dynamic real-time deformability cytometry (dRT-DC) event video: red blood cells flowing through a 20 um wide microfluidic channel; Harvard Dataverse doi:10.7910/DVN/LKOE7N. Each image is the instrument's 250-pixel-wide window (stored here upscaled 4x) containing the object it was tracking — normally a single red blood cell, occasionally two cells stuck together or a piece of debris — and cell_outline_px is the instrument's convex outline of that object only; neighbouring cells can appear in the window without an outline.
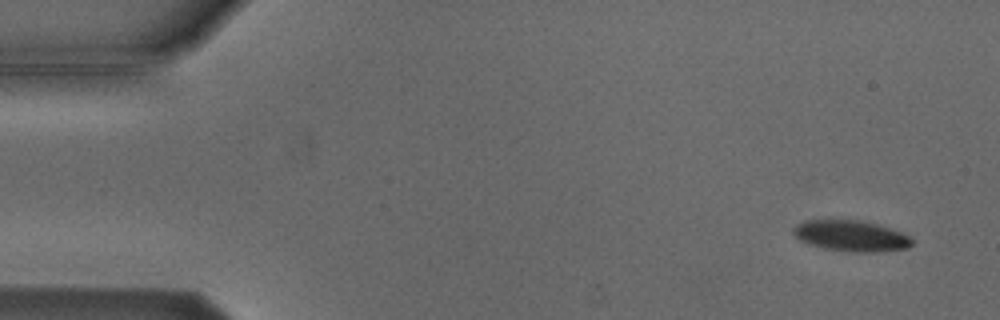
{"species": "Egyptian fruit bat (a non-hibernating species)", "species_latin": "Rousettus aegyptiacus", "temperature_condition": "cold", "stored_images_in_passage": 10, "camera_frame_rate_fps": 3000, "um_per_image_px": 0.085, "animal": {"sex": "male"}, "frame": {"image": 1, "passage_image": 1, "time_ms": 0.0, "image_size_px": [1000, 320], "cell_outline_px": [[912, 244], [908, 248], [876, 252], [852, 252], [824, 248], [808, 244], [800, 240], [792, 232], [792, 228], [796, 224], [804, 220], [856, 220], [876, 224], [900, 232], [908, 236], [912, 240]], "centroid_in_image_um": [72.29, 20.05], "position_along_channel_um": 12.7, "area_um2": 21.21}}
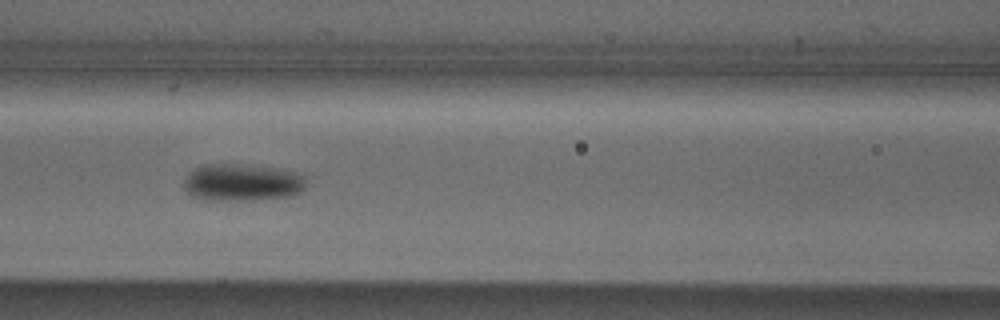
{"frame": {"image": 2, "passage_image": 6, "time_ms": 6.667, "image_size_px": [1000, 320], "cell_outline_px": [[308, 184], [300, 192], [288, 196], [244, 200], [204, 200], [192, 196], [184, 188], [184, 180], [188, 172], [204, 164], [232, 164], [272, 168], [300, 172], [304, 176]], "centroid_in_image_um": [20.58, 15.51], "position_along_channel_um": 146.0, "area_um2": 26.41}}
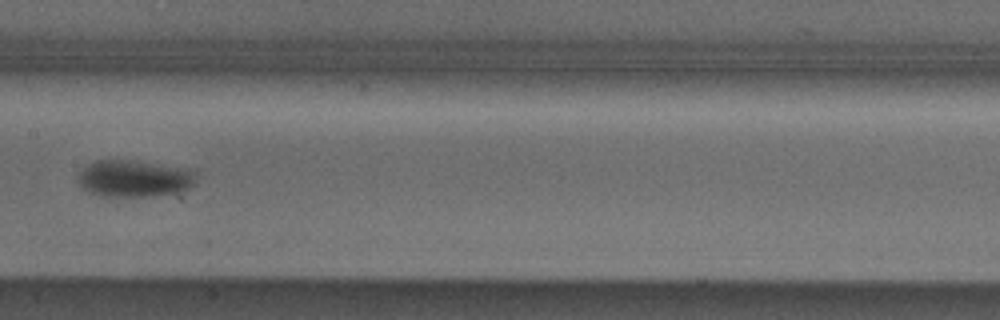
{"frame": {"image": 3, "passage_image": 7, "time_ms": 8.0, "image_size_px": [1000, 320], "cell_outline_px": [[196, 184], [188, 188], [176, 192], [152, 196], [100, 196], [88, 192], [80, 184], [76, 176], [88, 164], [96, 160], [128, 160], [196, 168]], "centroid_in_image_um": [11.46, 15.16], "position_along_channel_um": 195.9, "area_um2": 25.72}}